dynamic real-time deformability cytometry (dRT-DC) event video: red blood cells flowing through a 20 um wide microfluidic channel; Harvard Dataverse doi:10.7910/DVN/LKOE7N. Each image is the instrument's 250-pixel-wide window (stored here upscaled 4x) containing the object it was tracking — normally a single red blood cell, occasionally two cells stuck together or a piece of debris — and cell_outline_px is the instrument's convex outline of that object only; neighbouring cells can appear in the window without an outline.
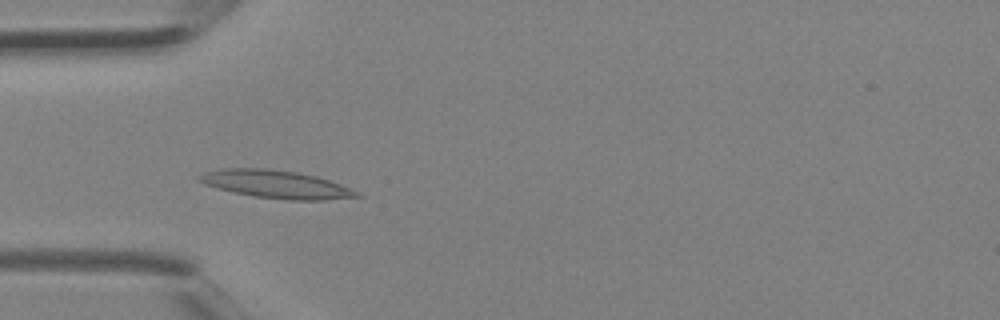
{"species": "Egyptian fruit bat (a non-hibernating species)", "species_latin": "Rousettus aegyptiacus", "temperature_condition": "room temperature", "stored_images_in_passage": 4, "camera_frame_rate_fps": 3000, "um_per_image_px": 0.085, "animal": {"sex": "female"}, "frame": {"image": 1, "passage_image": 4, "time_ms": 1.0, "image_size_px": [1000, 320], "cell_outline_px": [[364, 196], [324, 200], [288, 200], [252, 196], [216, 188], [204, 184], [196, 180], [196, 176], [208, 172], [224, 168], [264, 168], [296, 172], [316, 176], [352, 188], [360, 192]], "centroid_in_image_um": [23.48, 15.67], "position_along_channel_um": 61.5, "area_um2": 25.66}}